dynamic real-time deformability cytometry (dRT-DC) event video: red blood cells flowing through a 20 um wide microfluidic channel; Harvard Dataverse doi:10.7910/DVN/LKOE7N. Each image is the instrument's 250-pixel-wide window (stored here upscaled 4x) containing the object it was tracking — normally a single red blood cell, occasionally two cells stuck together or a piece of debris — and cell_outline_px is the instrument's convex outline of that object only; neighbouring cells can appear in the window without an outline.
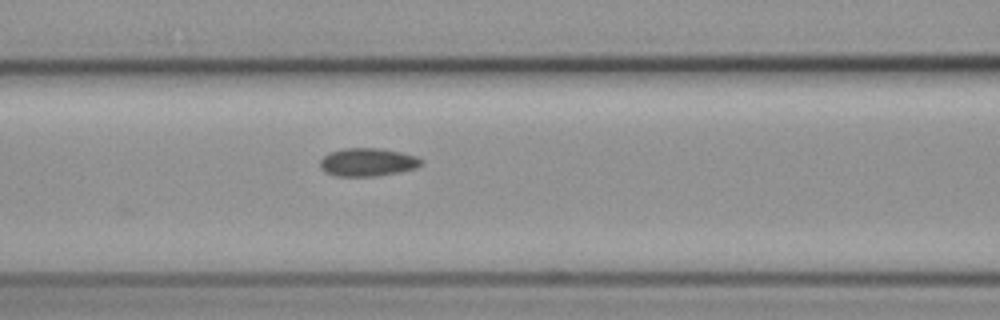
{"species": "common noctule bat (a hibernating species)", "species_latin": "Nyctalus noctula", "temperature_condition": "cold", "stored_images_in_passage": 4, "camera_frame_rate_fps": 3000, "um_per_image_px": 0.085, "animal": {"sex": "female", "body_mass_g": 19.3, "forearm_length_mm": 54.1}, "frame": {"image": 1, "passage_image": 4, "time_ms": 3.667, "image_size_px": [1000, 320], "cell_outline_px": [[424, 160], [416, 168], [396, 172], [372, 176], [336, 176], [324, 172], [320, 168], [320, 160], [328, 152], [344, 148], [380, 148], [400, 152], [416, 156]], "centroid_in_image_um": [31.2, 13.77], "position_along_channel_um": 135.4, "area_um2": 16.53}}